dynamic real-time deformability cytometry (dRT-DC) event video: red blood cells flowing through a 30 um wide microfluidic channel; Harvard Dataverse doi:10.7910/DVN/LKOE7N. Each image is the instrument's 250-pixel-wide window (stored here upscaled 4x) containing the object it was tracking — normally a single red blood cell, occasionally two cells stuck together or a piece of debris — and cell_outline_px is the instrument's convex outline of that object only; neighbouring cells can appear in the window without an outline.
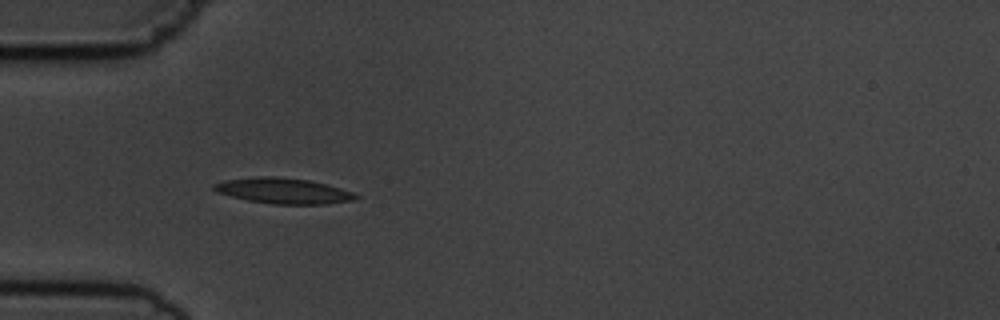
{"species": "common noctule bat (a hibernating species)", "species_latin": "Nyctalus noctula", "temperature_condition": "cold", "stored_images_in_passage": 3, "camera_frame_rate_fps": 3000, "um_per_image_px": 0.085, "animal": {"sex": "male", "body_mass_g": 19.5, "forearm_length_mm": 54.6}, "frame": {"image": 1, "passage_image": 2, "time_ms": 1.333, "image_size_px": [1000, 320], "cell_outline_px": [[360, 196], [356, 200], [324, 204], [272, 204], [248, 200], [216, 192], [212, 188], [212, 184], [224, 180], [260, 176], [276, 176], [308, 180], [340, 188], [352, 192]], "centroid_in_image_um": [24.07, 16.22], "position_along_channel_um": 60.9, "area_um2": 21.1}}
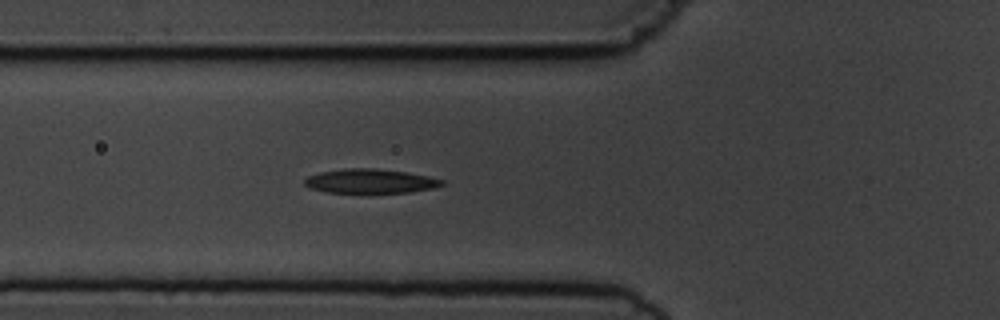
{"frame": {"image": 2, "passage_image": 3, "time_ms": 2.333, "image_size_px": [1000, 320], "cell_outline_px": [[444, 184], [432, 188], [412, 192], [324, 192], [308, 188], [304, 184], [304, 180], [308, 176], [320, 172], [344, 168], [376, 168], [408, 172], [428, 176], [444, 180]], "centroid_in_image_um": [31.45, 15.38], "position_along_channel_um": 94.3, "area_um2": 19.42}}